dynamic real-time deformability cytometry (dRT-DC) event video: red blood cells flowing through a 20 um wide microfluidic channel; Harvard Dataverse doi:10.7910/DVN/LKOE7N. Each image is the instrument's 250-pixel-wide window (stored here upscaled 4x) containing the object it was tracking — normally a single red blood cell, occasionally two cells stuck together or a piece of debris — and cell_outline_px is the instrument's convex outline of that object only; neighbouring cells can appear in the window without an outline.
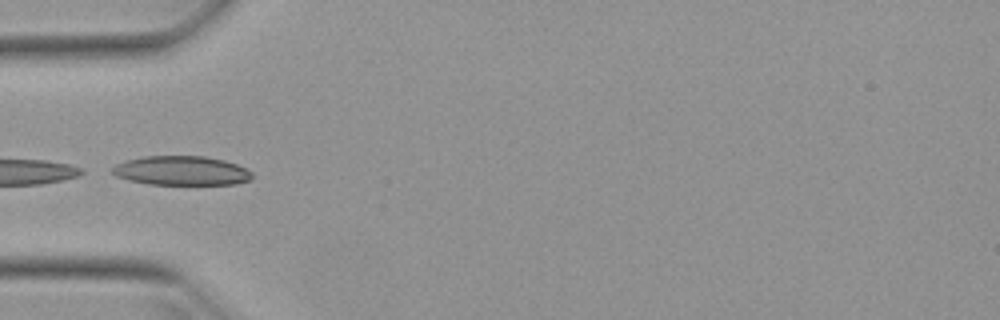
{"species": "Egyptian fruit bat (a non-hibernating species)", "species_latin": "Rousettus aegyptiacus", "temperature_condition": "warm", "stored_images_in_passage": 14, "camera_frame_rate_fps": 3000, "um_per_image_px": 0.085, "animal": {"sex": "female"}, "frame": {"image": 1, "passage_image": 1, "time_ms": 0.0, "image_size_px": [1000, 320], "cell_outline_px": [[252, 180], [236, 184], [148, 184], [128, 180], [116, 176], [112, 172], [112, 168], [116, 164], [124, 160], [144, 156], [204, 156], [224, 160], [236, 164], [252, 172]], "centroid_in_image_um": [15.41, 14.5], "position_along_channel_um": 69.6, "area_um2": 23.87}}